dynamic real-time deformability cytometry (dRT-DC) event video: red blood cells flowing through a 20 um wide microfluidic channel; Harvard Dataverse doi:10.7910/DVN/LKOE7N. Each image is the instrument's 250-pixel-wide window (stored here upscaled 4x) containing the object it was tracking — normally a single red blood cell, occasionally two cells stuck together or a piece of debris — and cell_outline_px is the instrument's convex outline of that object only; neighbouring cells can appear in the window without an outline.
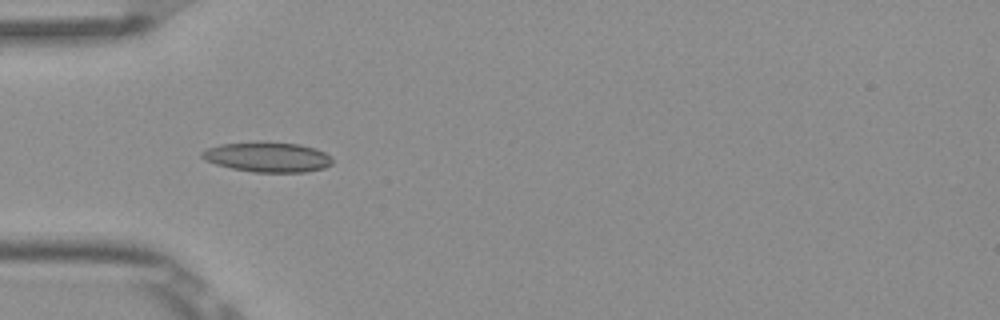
{"species": "Egyptian fruit bat (a non-hibernating species)", "species_latin": "Rousettus aegyptiacus", "temperature_condition": "room temperature", "stored_images_in_passage": 6, "camera_frame_rate_fps": 3000, "um_per_image_px": 0.085, "frame": {"image": 1, "passage_image": 5, "time_ms": 1.333, "image_size_px": [1000, 320], "cell_outline_px": [[332, 164], [324, 168], [304, 172], [252, 172], [232, 168], [216, 164], [204, 160], [200, 156], [200, 152], [208, 148], [220, 144], [300, 144], [316, 148], [324, 152], [332, 160]], "centroid_in_image_um": [22.74, 13.39], "position_along_channel_um": 62.3, "area_um2": 22.02}}
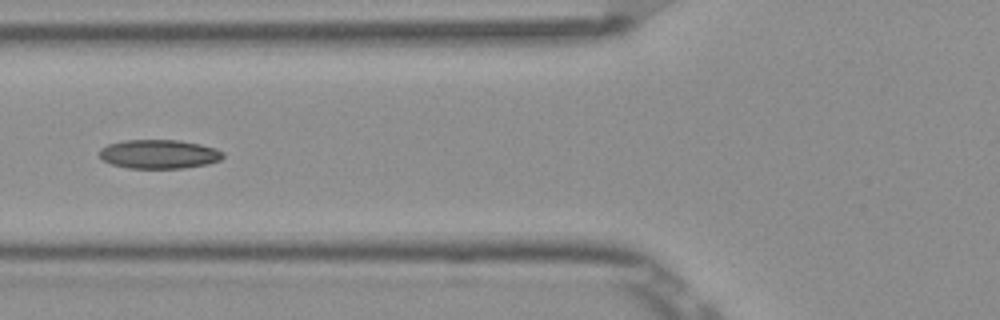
{"frame": {"image": 2, "passage_image": 6, "time_ms": 1.667, "image_size_px": [1000, 320], "cell_outline_px": [[224, 156], [220, 160], [208, 164], [184, 168], [128, 168], [112, 164], [104, 160], [100, 156], [100, 148], [108, 144], [124, 140], [180, 140], [200, 144], [216, 148], [224, 152]], "centroid_in_image_um": [13.55, 13.09], "position_along_channel_um": 112.3, "area_um2": 20.92}}